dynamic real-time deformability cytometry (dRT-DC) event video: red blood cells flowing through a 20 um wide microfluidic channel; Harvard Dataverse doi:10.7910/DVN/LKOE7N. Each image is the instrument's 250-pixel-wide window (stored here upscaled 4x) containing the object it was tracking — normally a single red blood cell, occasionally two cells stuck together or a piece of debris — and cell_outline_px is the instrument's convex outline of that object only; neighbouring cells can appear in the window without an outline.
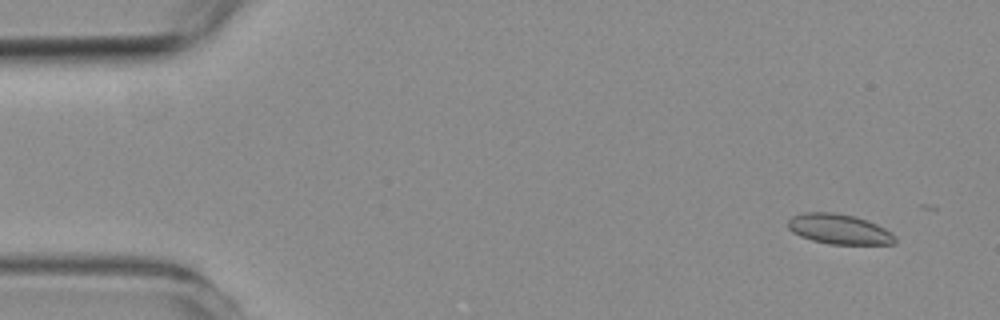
{"species": "common noctule bat (a hibernating species)", "species_latin": "Nyctalus noctula", "temperature_condition": "room temperature", "stored_images_in_passage": 4, "camera_frame_rate_fps": 3000, "um_per_image_px": 0.085, "animal": {"sex": "female", "body_mass_g": 19.3, "forearm_length_mm": 54.1}, "frame": {"image": 1, "passage_image": 2, "time_ms": 1.0, "image_size_px": [1000, 320], "cell_outline_px": [[896, 244], [828, 244], [812, 240], [800, 236], [792, 232], [788, 228], [788, 220], [792, 216], [804, 212], [832, 212], [856, 216], [868, 220], [892, 232], [896, 236]], "centroid_in_image_um": [71.33, 19.47], "position_along_channel_um": 13.7, "area_um2": 18.96}}